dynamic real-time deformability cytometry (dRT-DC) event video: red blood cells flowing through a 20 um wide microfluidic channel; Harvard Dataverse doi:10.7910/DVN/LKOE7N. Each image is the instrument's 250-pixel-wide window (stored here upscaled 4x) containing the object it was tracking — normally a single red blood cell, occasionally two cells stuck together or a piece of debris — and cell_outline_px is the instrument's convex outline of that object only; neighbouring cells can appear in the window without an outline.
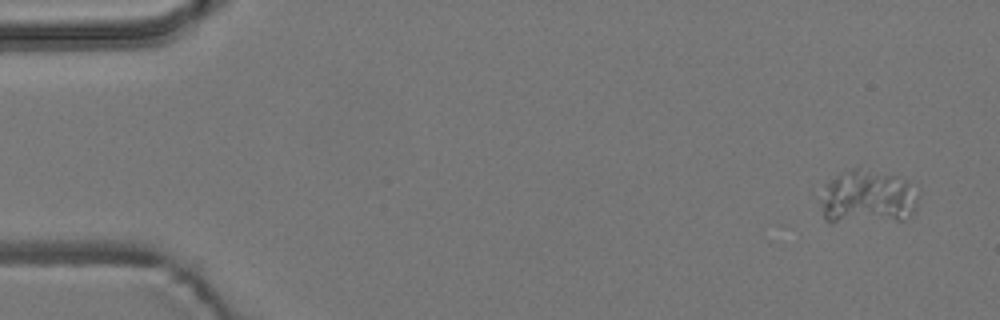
{"species": "common noctule bat (a hibernating species)", "species_latin": "Nyctalus noctula", "temperature_condition": "room temperature", "stored_images_in_passage": 5, "camera_frame_rate_fps": 3000, "um_per_image_px": 0.085, "animal": {"sex": "male", "body_mass_g": 19.2, "forearm_length_mm": 51.8}, "frame": {"image": 1, "passage_image": 1, "time_ms": 0.0, "image_size_px": [1000, 320], "cell_outline_px": [[920, 196], [916, 208], [904, 220], [832, 224], [824, 220], [812, 192], [840, 172], [852, 168], [856, 168], [896, 176], [904, 180], [920, 192]], "centroid_in_image_um": [73.57, 16.8], "position_along_channel_um": 11.4, "area_um2": 32.66}}
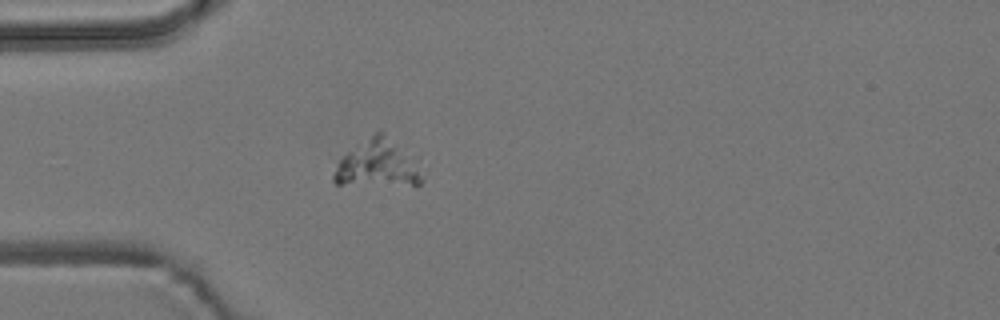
{"frame": {"image": 2, "passage_image": 5, "time_ms": 1.333, "image_size_px": [1000, 320], "cell_outline_px": [[424, 180], [420, 184], [336, 184], [332, 180], [332, 176], [340, 160], [348, 152], [380, 128]], "centroid_in_image_um": [31.93, 13.95], "position_along_channel_um": 53.1, "area_um2": 22.14}}